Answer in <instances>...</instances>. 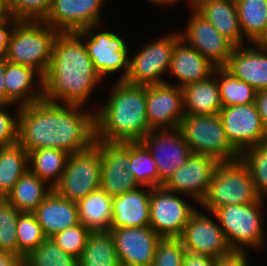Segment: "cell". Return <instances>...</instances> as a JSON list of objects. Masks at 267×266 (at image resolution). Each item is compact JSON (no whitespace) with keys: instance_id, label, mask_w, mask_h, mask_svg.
<instances>
[{"instance_id":"6da1fadb","label":"cell","mask_w":267,"mask_h":266,"mask_svg":"<svg viewBox=\"0 0 267 266\" xmlns=\"http://www.w3.org/2000/svg\"><path fill=\"white\" fill-rule=\"evenodd\" d=\"M82 106L64 107L45 99L18 106L17 142L28 154L39 148L73 154L91 147L96 142L95 114L80 112Z\"/></svg>"},{"instance_id":"7a4b0ae2","label":"cell","mask_w":267,"mask_h":266,"mask_svg":"<svg viewBox=\"0 0 267 266\" xmlns=\"http://www.w3.org/2000/svg\"><path fill=\"white\" fill-rule=\"evenodd\" d=\"M82 39L75 32L56 36L51 62L41 85L45 100L82 105L102 79Z\"/></svg>"},{"instance_id":"3957f363","label":"cell","mask_w":267,"mask_h":266,"mask_svg":"<svg viewBox=\"0 0 267 266\" xmlns=\"http://www.w3.org/2000/svg\"><path fill=\"white\" fill-rule=\"evenodd\" d=\"M95 114L96 141L141 142L151 131L146 116V86L119 81Z\"/></svg>"},{"instance_id":"277c9868","label":"cell","mask_w":267,"mask_h":266,"mask_svg":"<svg viewBox=\"0 0 267 266\" xmlns=\"http://www.w3.org/2000/svg\"><path fill=\"white\" fill-rule=\"evenodd\" d=\"M58 33L43 21L20 20L13 25L5 59L32 67L43 77L51 62Z\"/></svg>"},{"instance_id":"5b68a950","label":"cell","mask_w":267,"mask_h":266,"mask_svg":"<svg viewBox=\"0 0 267 266\" xmlns=\"http://www.w3.org/2000/svg\"><path fill=\"white\" fill-rule=\"evenodd\" d=\"M260 199L247 167L239 158L217 164L201 204L213 213L222 206L249 204Z\"/></svg>"},{"instance_id":"8992f818","label":"cell","mask_w":267,"mask_h":266,"mask_svg":"<svg viewBox=\"0 0 267 266\" xmlns=\"http://www.w3.org/2000/svg\"><path fill=\"white\" fill-rule=\"evenodd\" d=\"M178 130L192 153L209 155L219 162L239 159L240 153L227 139L220 115L185 114Z\"/></svg>"},{"instance_id":"52a82bcc","label":"cell","mask_w":267,"mask_h":266,"mask_svg":"<svg viewBox=\"0 0 267 266\" xmlns=\"http://www.w3.org/2000/svg\"><path fill=\"white\" fill-rule=\"evenodd\" d=\"M262 198L249 204H232L216 209L212 214L221 224L224 236L232 250L242 251L244 246L260 247L264 241Z\"/></svg>"},{"instance_id":"ba28073f","label":"cell","mask_w":267,"mask_h":266,"mask_svg":"<svg viewBox=\"0 0 267 266\" xmlns=\"http://www.w3.org/2000/svg\"><path fill=\"white\" fill-rule=\"evenodd\" d=\"M101 150L95 142L91 147L70 154L60 182L53 188L64 199L77 203L99 189Z\"/></svg>"},{"instance_id":"9c48e42d","label":"cell","mask_w":267,"mask_h":266,"mask_svg":"<svg viewBox=\"0 0 267 266\" xmlns=\"http://www.w3.org/2000/svg\"><path fill=\"white\" fill-rule=\"evenodd\" d=\"M195 211L193 206L164 186L151 188L150 227L161 238H180Z\"/></svg>"},{"instance_id":"30bf717a","label":"cell","mask_w":267,"mask_h":266,"mask_svg":"<svg viewBox=\"0 0 267 266\" xmlns=\"http://www.w3.org/2000/svg\"><path fill=\"white\" fill-rule=\"evenodd\" d=\"M180 39V34L175 33L144 45L142 51L130 60L129 73L124 81L140 86L166 83L159 76L169 70L174 46Z\"/></svg>"},{"instance_id":"8fae6325","label":"cell","mask_w":267,"mask_h":266,"mask_svg":"<svg viewBox=\"0 0 267 266\" xmlns=\"http://www.w3.org/2000/svg\"><path fill=\"white\" fill-rule=\"evenodd\" d=\"M96 27V25L89 26L75 33L82 38L89 37L87 44L85 42L87 53L101 78L107 73H113L123 68L125 72L119 81H124L130 69L128 46L123 38L113 32L105 31L94 34L92 30Z\"/></svg>"},{"instance_id":"7c38bea8","label":"cell","mask_w":267,"mask_h":266,"mask_svg":"<svg viewBox=\"0 0 267 266\" xmlns=\"http://www.w3.org/2000/svg\"><path fill=\"white\" fill-rule=\"evenodd\" d=\"M219 115L227 139L239 153L267 142L255 102L222 107Z\"/></svg>"},{"instance_id":"4fadbf2b","label":"cell","mask_w":267,"mask_h":266,"mask_svg":"<svg viewBox=\"0 0 267 266\" xmlns=\"http://www.w3.org/2000/svg\"><path fill=\"white\" fill-rule=\"evenodd\" d=\"M141 142L151 152L156 162L159 186H163L192 154L178 128L171 130L161 129V132L160 130H151Z\"/></svg>"},{"instance_id":"5bb4252c","label":"cell","mask_w":267,"mask_h":266,"mask_svg":"<svg viewBox=\"0 0 267 266\" xmlns=\"http://www.w3.org/2000/svg\"><path fill=\"white\" fill-rule=\"evenodd\" d=\"M101 150L100 189L116 197L140 187L128 171L129 142L96 141Z\"/></svg>"},{"instance_id":"9a60e30c","label":"cell","mask_w":267,"mask_h":266,"mask_svg":"<svg viewBox=\"0 0 267 266\" xmlns=\"http://www.w3.org/2000/svg\"><path fill=\"white\" fill-rule=\"evenodd\" d=\"M184 115L181 87L168 82L146 86V116L150 130L176 129Z\"/></svg>"},{"instance_id":"2e32d148","label":"cell","mask_w":267,"mask_h":266,"mask_svg":"<svg viewBox=\"0 0 267 266\" xmlns=\"http://www.w3.org/2000/svg\"><path fill=\"white\" fill-rule=\"evenodd\" d=\"M192 11L185 33L180 34L181 39L216 68L224 67L235 46L196 9Z\"/></svg>"},{"instance_id":"e0dca14e","label":"cell","mask_w":267,"mask_h":266,"mask_svg":"<svg viewBox=\"0 0 267 266\" xmlns=\"http://www.w3.org/2000/svg\"><path fill=\"white\" fill-rule=\"evenodd\" d=\"M104 0H52L50 10L42 20L59 33L77 32L100 24Z\"/></svg>"},{"instance_id":"ac0fdd59","label":"cell","mask_w":267,"mask_h":266,"mask_svg":"<svg viewBox=\"0 0 267 266\" xmlns=\"http://www.w3.org/2000/svg\"><path fill=\"white\" fill-rule=\"evenodd\" d=\"M121 266H151L161 237L150 227L110 230Z\"/></svg>"},{"instance_id":"d6986e66","label":"cell","mask_w":267,"mask_h":266,"mask_svg":"<svg viewBox=\"0 0 267 266\" xmlns=\"http://www.w3.org/2000/svg\"><path fill=\"white\" fill-rule=\"evenodd\" d=\"M187 252L213 258L229 254V247L221 226L196 210L189 218L180 237Z\"/></svg>"},{"instance_id":"ffe728a7","label":"cell","mask_w":267,"mask_h":266,"mask_svg":"<svg viewBox=\"0 0 267 266\" xmlns=\"http://www.w3.org/2000/svg\"><path fill=\"white\" fill-rule=\"evenodd\" d=\"M219 161L209 155L192 153L163 186L175 193H188L201 203L205 198Z\"/></svg>"},{"instance_id":"44dd1931","label":"cell","mask_w":267,"mask_h":266,"mask_svg":"<svg viewBox=\"0 0 267 266\" xmlns=\"http://www.w3.org/2000/svg\"><path fill=\"white\" fill-rule=\"evenodd\" d=\"M255 46V49L234 47L223 68L259 91L267 89V50Z\"/></svg>"},{"instance_id":"7402d4cb","label":"cell","mask_w":267,"mask_h":266,"mask_svg":"<svg viewBox=\"0 0 267 266\" xmlns=\"http://www.w3.org/2000/svg\"><path fill=\"white\" fill-rule=\"evenodd\" d=\"M142 188L113 197L110 230L150 226L151 187L147 191L145 186Z\"/></svg>"},{"instance_id":"603a6c76","label":"cell","mask_w":267,"mask_h":266,"mask_svg":"<svg viewBox=\"0 0 267 266\" xmlns=\"http://www.w3.org/2000/svg\"><path fill=\"white\" fill-rule=\"evenodd\" d=\"M33 213L46 238L80 223L77 204L64 199L54 189Z\"/></svg>"},{"instance_id":"cb8c5ba5","label":"cell","mask_w":267,"mask_h":266,"mask_svg":"<svg viewBox=\"0 0 267 266\" xmlns=\"http://www.w3.org/2000/svg\"><path fill=\"white\" fill-rule=\"evenodd\" d=\"M180 39L174 46L170 72L180 79L179 87L207 80L213 75L215 66L197 50L191 48Z\"/></svg>"},{"instance_id":"d4e9b609","label":"cell","mask_w":267,"mask_h":266,"mask_svg":"<svg viewBox=\"0 0 267 266\" xmlns=\"http://www.w3.org/2000/svg\"><path fill=\"white\" fill-rule=\"evenodd\" d=\"M235 47L243 46L236 4L228 0H198L195 8Z\"/></svg>"},{"instance_id":"484cf974","label":"cell","mask_w":267,"mask_h":266,"mask_svg":"<svg viewBox=\"0 0 267 266\" xmlns=\"http://www.w3.org/2000/svg\"><path fill=\"white\" fill-rule=\"evenodd\" d=\"M35 72L38 74L41 84H43V77L34 68L6 60L4 75L6 105L13 103L17 105L18 103V106L21 107L44 99L43 89L39 93H31Z\"/></svg>"},{"instance_id":"4316f807","label":"cell","mask_w":267,"mask_h":266,"mask_svg":"<svg viewBox=\"0 0 267 266\" xmlns=\"http://www.w3.org/2000/svg\"><path fill=\"white\" fill-rule=\"evenodd\" d=\"M184 114L219 115L222 109L217 80L190 83L182 87Z\"/></svg>"},{"instance_id":"83f0119b","label":"cell","mask_w":267,"mask_h":266,"mask_svg":"<svg viewBox=\"0 0 267 266\" xmlns=\"http://www.w3.org/2000/svg\"><path fill=\"white\" fill-rule=\"evenodd\" d=\"M113 198L100 188L78 201L79 221L90 232H108L112 222Z\"/></svg>"},{"instance_id":"f1b7e54d","label":"cell","mask_w":267,"mask_h":266,"mask_svg":"<svg viewBox=\"0 0 267 266\" xmlns=\"http://www.w3.org/2000/svg\"><path fill=\"white\" fill-rule=\"evenodd\" d=\"M29 170L21 176L7 194V201L19 212H34L52 188Z\"/></svg>"},{"instance_id":"f546056e","label":"cell","mask_w":267,"mask_h":266,"mask_svg":"<svg viewBox=\"0 0 267 266\" xmlns=\"http://www.w3.org/2000/svg\"><path fill=\"white\" fill-rule=\"evenodd\" d=\"M69 153L55 148H39L28 154L29 171L41 180L50 182L52 189L60 182ZM54 181V182H53Z\"/></svg>"},{"instance_id":"4dcf8cb0","label":"cell","mask_w":267,"mask_h":266,"mask_svg":"<svg viewBox=\"0 0 267 266\" xmlns=\"http://www.w3.org/2000/svg\"><path fill=\"white\" fill-rule=\"evenodd\" d=\"M78 263L79 266H121L110 231L91 232Z\"/></svg>"},{"instance_id":"1f68e13d","label":"cell","mask_w":267,"mask_h":266,"mask_svg":"<svg viewBox=\"0 0 267 266\" xmlns=\"http://www.w3.org/2000/svg\"><path fill=\"white\" fill-rule=\"evenodd\" d=\"M28 170V152L18 142L0 147V188L6 195Z\"/></svg>"},{"instance_id":"d6a6232c","label":"cell","mask_w":267,"mask_h":266,"mask_svg":"<svg viewBox=\"0 0 267 266\" xmlns=\"http://www.w3.org/2000/svg\"><path fill=\"white\" fill-rule=\"evenodd\" d=\"M236 8L243 35L255 44L267 27V0H241Z\"/></svg>"},{"instance_id":"836d02e7","label":"cell","mask_w":267,"mask_h":266,"mask_svg":"<svg viewBox=\"0 0 267 266\" xmlns=\"http://www.w3.org/2000/svg\"><path fill=\"white\" fill-rule=\"evenodd\" d=\"M129 169L136 183L141 186H159V174L151 152L142 142H129Z\"/></svg>"},{"instance_id":"e575fe53","label":"cell","mask_w":267,"mask_h":266,"mask_svg":"<svg viewBox=\"0 0 267 266\" xmlns=\"http://www.w3.org/2000/svg\"><path fill=\"white\" fill-rule=\"evenodd\" d=\"M214 72L221 77L217 83L223 107L255 102L257 91L252 86L233 77L223 67L215 68Z\"/></svg>"},{"instance_id":"d590c367","label":"cell","mask_w":267,"mask_h":266,"mask_svg":"<svg viewBox=\"0 0 267 266\" xmlns=\"http://www.w3.org/2000/svg\"><path fill=\"white\" fill-rule=\"evenodd\" d=\"M16 235L19 256L23 260L46 239L33 212H19Z\"/></svg>"},{"instance_id":"8d00e7d4","label":"cell","mask_w":267,"mask_h":266,"mask_svg":"<svg viewBox=\"0 0 267 266\" xmlns=\"http://www.w3.org/2000/svg\"><path fill=\"white\" fill-rule=\"evenodd\" d=\"M24 266H79L78 259L63 252L51 238H46L23 260Z\"/></svg>"},{"instance_id":"74e56055","label":"cell","mask_w":267,"mask_h":266,"mask_svg":"<svg viewBox=\"0 0 267 266\" xmlns=\"http://www.w3.org/2000/svg\"><path fill=\"white\" fill-rule=\"evenodd\" d=\"M239 158L247 167L257 194L260 197L267 195V142L249 147Z\"/></svg>"},{"instance_id":"f35d334b","label":"cell","mask_w":267,"mask_h":266,"mask_svg":"<svg viewBox=\"0 0 267 266\" xmlns=\"http://www.w3.org/2000/svg\"><path fill=\"white\" fill-rule=\"evenodd\" d=\"M19 211L7 200L0 202V251L12 252L19 256L16 226Z\"/></svg>"},{"instance_id":"ab89813d","label":"cell","mask_w":267,"mask_h":266,"mask_svg":"<svg viewBox=\"0 0 267 266\" xmlns=\"http://www.w3.org/2000/svg\"><path fill=\"white\" fill-rule=\"evenodd\" d=\"M52 0H8V15L18 20L42 21L48 14Z\"/></svg>"},{"instance_id":"60d3db41","label":"cell","mask_w":267,"mask_h":266,"mask_svg":"<svg viewBox=\"0 0 267 266\" xmlns=\"http://www.w3.org/2000/svg\"><path fill=\"white\" fill-rule=\"evenodd\" d=\"M90 233L83 224L79 223L55 234L51 239L63 252L79 259Z\"/></svg>"},{"instance_id":"b9f144b4","label":"cell","mask_w":267,"mask_h":266,"mask_svg":"<svg viewBox=\"0 0 267 266\" xmlns=\"http://www.w3.org/2000/svg\"><path fill=\"white\" fill-rule=\"evenodd\" d=\"M185 253L180 238H161L151 266H182Z\"/></svg>"},{"instance_id":"7bdbcfd3","label":"cell","mask_w":267,"mask_h":266,"mask_svg":"<svg viewBox=\"0 0 267 266\" xmlns=\"http://www.w3.org/2000/svg\"><path fill=\"white\" fill-rule=\"evenodd\" d=\"M8 105H0V147H6L17 143L18 140V115L10 116L2 109Z\"/></svg>"},{"instance_id":"ee69618b","label":"cell","mask_w":267,"mask_h":266,"mask_svg":"<svg viewBox=\"0 0 267 266\" xmlns=\"http://www.w3.org/2000/svg\"><path fill=\"white\" fill-rule=\"evenodd\" d=\"M10 19V20H9ZM12 21V22H11ZM20 20L8 15L6 18L0 20V58H5L8 43L13 29L8 31V25L17 24ZM11 22V23H10Z\"/></svg>"},{"instance_id":"f6af8a7d","label":"cell","mask_w":267,"mask_h":266,"mask_svg":"<svg viewBox=\"0 0 267 266\" xmlns=\"http://www.w3.org/2000/svg\"><path fill=\"white\" fill-rule=\"evenodd\" d=\"M245 250H232L229 254L217 259L215 266H248Z\"/></svg>"},{"instance_id":"bcb514c9","label":"cell","mask_w":267,"mask_h":266,"mask_svg":"<svg viewBox=\"0 0 267 266\" xmlns=\"http://www.w3.org/2000/svg\"><path fill=\"white\" fill-rule=\"evenodd\" d=\"M216 261L217 259L211 256L186 251L182 266H215Z\"/></svg>"},{"instance_id":"7dc6e473","label":"cell","mask_w":267,"mask_h":266,"mask_svg":"<svg viewBox=\"0 0 267 266\" xmlns=\"http://www.w3.org/2000/svg\"><path fill=\"white\" fill-rule=\"evenodd\" d=\"M255 104L261 116L262 127L267 140V89L257 91Z\"/></svg>"},{"instance_id":"c3c4849f","label":"cell","mask_w":267,"mask_h":266,"mask_svg":"<svg viewBox=\"0 0 267 266\" xmlns=\"http://www.w3.org/2000/svg\"><path fill=\"white\" fill-rule=\"evenodd\" d=\"M0 266H24L23 259L8 251H0Z\"/></svg>"},{"instance_id":"681fc988","label":"cell","mask_w":267,"mask_h":266,"mask_svg":"<svg viewBox=\"0 0 267 266\" xmlns=\"http://www.w3.org/2000/svg\"><path fill=\"white\" fill-rule=\"evenodd\" d=\"M6 70V59L0 58V105H6V91L4 75Z\"/></svg>"},{"instance_id":"f907efd6","label":"cell","mask_w":267,"mask_h":266,"mask_svg":"<svg viewBox=\"0 0 267 266\" xmlns=\"http://www.w3.org/2000/svg\"><path fill=\"white\" fill-rule=\"evenodd\" d=\"M258 47H261L263 49L267 50V27L263 35L260 37V39L255 43Z\"/></svg>"},{"instance_id":"816d5d0a","label":"cell","mask_w":267,"mask_h":266,"mask_svg":"<svg viewBox=\"0 0 267 266\" xmlns=\"http://www.w3.org/2000/svg\"><path fill=\"white\" fill-rule=\"evenodd\" d=\"M8 16V12L6 9V2L4 0H0V20L4 19Z\"/></svg>"},{"instance_id":"f5cc1de1","label":"cell","mask_w":267,"mask_h":266,"mask_svg":"<svg viewBox=\"0 0 267 266\" xmlns=\"http://www.w3.org/2000/svg\"><path fill=\"white\" fill-rule=\"evenodd\" d=\"M179 0H163V4L176 3ZM192 9H195L197 6L198 0H190Z\"/></svg>"},{"instance_id":"db71d44e","label":"cell","mask_w":267,"mask_h":266,"mask_svg":"<svg viewBox=\"0 0 267 266\" xmlns=\"http://www.w3.org/2000/svg\"><path fill=\"white\" fill-rule=\"evenodd\" d=\"M7 200V195L0 188V202Z\"/></svg>"},{"instance_id":"11a10c76","label":"cell","mask_w":267,"mask_h":266,"mask_svg":"<svg viewBox=\"0 0 267 266\" xmlns=\"http://www.w3.org/2000/svg\"><path fill=\"white\" fill-rule=\"evenodd\" d=\"M152 2H155L157 4H163V0H151Z\"/></svg>"},{"instance_id":"9f6ffc18","label":"cell","mask_w":267,"mask_h":266,"mask_svg":"<svg viewBox=\"0 0 267 266\" xmlns=\"http://www.w3.org/2000/svg\"><path fill=\"white\" fill-rule=\"evenodd\" d=\"M228 1H231V2H233V3H235V4H237L239 1H241V0H228Z\"/></svg>"}]
</instances>
